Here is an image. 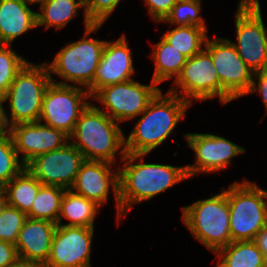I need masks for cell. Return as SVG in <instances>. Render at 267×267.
<instances>
[{
  "label": "cell",
  "instance_id": "34",
  "mask_svg": "<svg viewBox=\"0 0 267 267\" xmlns=\"http://www.w3.org/2000/svg\"><path fill=\"white\" fill-rule=\"evenodd\" d=\"M255 78L257 80L255 81ZM258 92L261 96L262 102L264 103L265 107V115H267V68H264L263 70L257 71L253 74V81L251 84V88L248 92V94Z\"/></svg>",
  "mask_w": 267,
  "mask_h": 267
},
{
  "label": "cell",
  "instance_id": "36",
  "mask_svg": "<svg viewBox=\"0 0 267 267\" xmlns=\"http://www.w3.org/2000/svg\"><path fill=\"white\" fill-rule=\"evenodd\" d=\"M253 241L267 259V225L258 232Z\"/></svg>",
  "mask_w": 267,
  "mask_h": 267
},
{
  "label": "cell",
  "instance_id": "2",
  "mask_svg": "<svg viewBox=\"0 0 267 267\" xmlns=\"http://www.w3.org/2000/svg\"><path fill=\"white\" fill-rule=\"evenodd\" d=\"M191 104L178 95H165L162 90L154 97L125 137V151L130 154H149L173 134V130Z\"/></svg>",
  "mask_w": 267,
  "mask_h": 267
},
{
  "label": "cell",
  "instance_id": "28",
  "mask_svg": "<svg viewBox=\"0 0 267 267\" xmlns=\"http://www.w3.org/2000/svg\"><path fill=\"white\" fill-rule=\"evenodd\" d=\"M25 165L18 157L11 135H0V188L17 176Z\"/></svg>",
  "mask_w": 267,
  "mask_h": 267
},
{
  "label": "cell",
  "instance_id": "26",
  "mask_svg": "<svg viewBox=\"0 0 267 267\" xmlns=\"http://www.w3.org/2000/svg\"><path fill=\"white\" fill-rule=\"evenodd\" d=\"M207 29L196 25L175 26L162 37L187 58L201 52L209 36Z\"/></svg>",
  "mask_w": 267,
  "mask_h": 267
},
{
  "label": "cell",
  "instance_id": "3",
  "mask_svg": "<svg viewBox=\"0 0 267 267\" xmlns=\"http://www.w3.org/2000/svg\"><path fill=\"white\" fill-rule=\"evenodd\" d=\"M118 124L90 102L80 114L70 142L85 160L114 164L117 153L121 160L126 154L125 135Z\"/></svg>",
  "mask_w": 267,
  "mask_h": 267
},
{
  "label": "cell",
  "instance_id": "25",
  "mask_svg": "<svg viewBox=\"0 0 267 267\" xmlns=\"http://www.w3.org/2000/svg\"><path fill=\"white\" fill-rule=\"evenodd\" d=\"M42 185L25 167L3 187L8 205L27 214Z\"/></svg>",
  "mask_w": 267,
  "mask_h": 267
},
{
  "label": "cell",
  "instance_id": "39",
  "mask_svg": "<svg viewBox=\"0 0 267 267\" xmlns=\"http://www.w3.org/2000/svg\"><path fill=\"white\" fill-rule=\"evenodd\" d=\"M8 205L7 197L3 188H0V216L3 214L4 209Z\"/></svg>",
  "mask_w": 267,
  "mask_h": 267
},
{
  "label": "cell",
  "instance_id": "17",
  "mask_svg": "<svg viewBox=\"0 0 267 267\" xmlns=\"http://www.w3.org/2000/svg\"><path fill=\"white\" fill-rule=\"evenodd\" d=\"M114 164L104 161H88L81 165L70 190L87 199L93 200L99 206L108 202L110 188L114 194L117 207V221L120 223V202L118 197V167L112 170Z\"/></svg>",
  "mask_w": 267,
  "mask_h": 267
},
{
  "label": "cell",
  "instance_id": "35",
  "mask_svg": "<svg viewBox=\"0 0 267 267\" xmlns=\"http://www.w3.org/2000/svg\"><path fill=\"white\" fill-rule=\"evenodd\" d=\"M18 258L16 246L0 240V267H9Z\"/></svg>",
  "mask_w": 267,
  "mask_h": 267
},
{
  "label": "cell",
  "instance_id": "20",
  "mask_svg": "<svg viewBox=\"0 0 267 267\" xmlns=\"http://www.w3.org/2000/svg\"><path fill=\"white\" fill-rule=\"evenodd\" d=\"M22 0H0V44L12 45L19 36L37 27V17Z\"/></svg>",
  "mask_w": 267,
  "mask_h": 267
},
{
  "label": "cell",
  "instance_id": "23",
  "mask_svg": "<svg viewBox=\"0 0 267 267\" xmlns=\"http://www.w3.org/2000/svg\"><path fill=\"white\" fill-rule=\"evenodd\" d=\"M215 255V267H267V259L254 241H232Z\"/></svg>",
  "mask_w": 267,
  "mask_h": 267
},
{
  "label": "cell",
  "instance_id": "6",
  "mask_svg": "<svg viewBox=\"0 0 267 267\" xmlns=\"http://www.w3.org/2000/svg\"><path fill=\"white\" fill-rule=\"evenodd\" d=\"M101 26L102 24H91L85 29L81 40L61 47L53 62H46L52 82L70 85V81L74 86L76 84L86 89L93 83L106 41L90 38L89 35L98 31ZM51 73L64 78V81L57 82Z\"/></svg>",
  "mask_w": 267,
  "mask_h": 267
},
{
  "label": "cell",
  "instance_id": "30",
  "mask_svg": "<svg viewBox=\"0 0 267 267\" xmlns=\"http://www.w3.org/2000/svg\"><path fill=\"white\" fill-rule=\"evenodd\" d=\"M28 61L13 51L12 45L0 44V97L2 98L17 73Z\"/></svg>",
  "mask_w": 267,
  "mask_h": 267
},
{
  "label": "cell",
  "instance_id": "8",
  "mask_svg": "<svg viewBox=\"0 0 267 267\" xmlns=\"http://www.w3.org/2000/svg\"><path fill=\"white\" fill-rule=\"evenodd\" d=\"M259 2L240 0L235 14L237 42H231L253 73L267 68V28Z\"/></svg>",
  "mask_w": 267,
  "mask_h": 267
},
{
  "label": "cell",
  "instance_id": "9",
  "mask_svg": "<svg viewBox=\"0 0 267 267\" xmlns=\"http://www.w3.org/2000/svg\"><path fill=\"white\" fill-rule=\"evenodd\" d=\"M204 49L211 55L221 83V103L248 95L253 81V71L240 58L227 38H207Z\"/></svg>",
  "mask_w": 267,
  "mask_h": 267
},
{
  "label": "cell",
  "instance_id": "22",
  "mask_svg": "<svg viewBox=\"0 0 267 267\" xmlns=\"http://www.w3.org/2000/svg\"><path fill=\"white\" fill-rule=\"evenodd\" d=\"M79 8L83 9L86 29L91 23L85 15L84 0H46L39 5L40 13H36L37 27L44 26L45 30L50 29V27H54L57 30L62 29L78 15Z\"/></svg>",
  "mask_w": 267,
  "mask_h": 267
},
{
  "label": "cell",
  "instance_id": "27",
  "mask_svg": "<svg viewBox=\"0 0 267 267\" xmlns=\"http://www.w3.org/2000/svg\"><path fill=\"white\" fill-rule=\"evenodd\" d=\"M65 188L42 185L34 199L27 217L49 220L57 224Z\"/></svg>",
  "mask_w": 267,
  "mask_h": 267
},
{
  "label": "cell",
  "instance_id": "29",
  "mask_svg": "<svg viewBox=\"0 0 267 267\" xmlns=\"http://www.w3.org/2000/svg\"><path fill=\"white\" fill-rule=\"evenodd\" d=\"M202 0H177L164 23L174 26L196 25L206 29L205 19L201 17Z\"/></svg>",
  "mask_w": 267,
  "mask_h": 267
},
{
  "label": "cell",
  "instance_id": "13",
  "mask_svg": "<svg viewBox=\"0 0 267 267\" xmlns=\"http://www.w3.org/2000/svg\"><path fill=\"white\" fill-rule=\"evenodd\" d=\"M184 138L195 153L194 164L186 165L189 178L202 172L223 171L235 156L245 153V148L212 133H186Z\"/></svg>",
  "mask_w": 267,
  "mask_h": 267
},
{
  "label": "cell",
  "instance_id": "33",
  "mask_svg": "<svg viewBox=\"0 0 267 267\" xmlns=\"http://www.w3.org/2000/svg\"><path fill=\"white\" fill-rule=\"evenodd\" d=\"M177 0H144L154 22H161L170 14Z\"/></svg>",
  "mask_w": 267,
  "mask_h": 267
},
{
  "label": "cell",
  "instance_id": "11",
  "mask_svg": "<svg viewBox=\"0 0 267 267\" xmlns=\"http://www.w3.org/2000/svg\"><path fill=\"white\" fill-rule=\"evenodd\" d=\"M89 98L91 96L86 88L51 81L43 96L39 121L70 137L80 114L90 103Z\"/></svg>",
  "mask_w": 267,
  "mask_h": 267
},
{
  "label": "cell",
  "instance_id": "24",
  "mask_svg": "<svg viewBox=\"0 0 267 267\" xmlns=\"http://www.w3.org/2000/svg\"><path fill=\"white\" fill-rule=\"evenodd\" d=\"M160 38L161 40L153 45L151 54L155 65L152 81L157 84L172 78L176 79L187 61L186 56L176 50L163 37Z\"/></svg>",
  "mask_w": 267,
  "mask_h": 267
},
{
  "label": "cell",
  "instance_id": "4",
  "mask_svg": "<svg viewBox=\"0 0 267 267\" xmlns=\"http://www.w3.org/2000/svg\"><path fill=\"white\" fill-rule=\"evenodd\" d=\"M182 207V221L196 240L213 253L232 242L227 190Z\"/></svg>",
  "mask_w": 267,
  "mask_h": 267
},
{
  "label": "cell",
  "instance_id": "38",
  "mask_svg": "<svg viewBox=\"0 0 267 267\" xmlns=\"http://www.w3.org/2000/svg\"><path fill=\"white\" fill-rule=\"evenodd\" d=\"M4 102L2 101V98L0 97V135H4L8 132V128L4 121V114H3V106Z\"/></svg>",
  "mask_w": 267,
  "mask_h": 267
},
{
  "label": "cell",
  "instance_id": "10",
  "mask_svg": "<svg viewBox=\"0 0 267 267\" xmlns=\"http://www.w3.org/2000/svg\"><path fill=\"white\" fill-rule=\"evenodd\" d=\"M158 84L151 81L150 85L141 84L135 80L118 83L98 89L92 96L104 107L101 109L111 119L118 123L139 116L161 91Z\"/></svg>",
  "mask_w": 267,
  "mask_h": 267
},
{
  "label": "cell",
  "instance_id": "12",
  "mask_svg": "<svg viewBox=\"0 0 267 267\" xmlns=\"http://www.w3.org/2000/svg\"><path fill=\"white\" fill-rule=\"evenodd\" d=\"M173 86L168 92L180 96L190 104L194 99L205 102L215 97L221 102L218 73L211 55L205 49L187 58L180 74L174 79Z\"/></svg>",
  "mask_w": 267,
  "mask_h": 267
},
{
  "label": "cell",
  "instance_id": "40",
  "mask_svg": "<svg viewBox=\"0 0 267 267\" xmlns=\"http://www.w3.org/2000/svg\"><path fill=\"white\" fill-rule=\"evenodd\" d=\"M22 1H24V2H26V3H28V4H35V3H40V4H42V3H44L46 0H22Z\"/></svg>",
  "mask_w": 267,
  "mask_h": 267
},
{
  "label": "cell",
  "instance_id": "19",
  "mask_svg": "<svg viewBox=\"0 0 267 267\" xmlns=\"http://www.w3.org/2000/svg\"><path fill=\"white\" fill-rule=\"evenodd\" d=\"M56 226L49 220L27 217L15 242L18 257L44 266L50 255Z\"/></svg>",
  "mask_w": 267,
  "mask_h": 267
},
{
  "label": "cell",
  "instance_id": "15",
  "mask_svg": "<svg viewBox=\"0 0 267 267\" xmlns=\"http://www.w3.org/2000/svg\"><path fill=\"white\" fill-rule=\"evenodd\" d=\"M94 228L57 225L43 267H91Z\"/></svg>",
  "mask_w": 267,
  "mask_h": 267
},
{
  "label": "cell",
  "instance_id": "1",
  "mask_svg": "<svg viewBox=\"0 0 267 267\" xmlns=\"http://www.w3.org/2000/svg\"><path fill=\"white\" fill-rule=\"evenodd\" d=\"M146 154L126 153L118 168L120 221L135 204L150 200L189 179L186 166L145 163Z\"/></svg>",
  "mask_w": 267,
  "mask_h": 267
},
{
  "label": "cell",
  "instance_id": "21",
  "mask_svg": "<svg viewBox=\"0 0 267 267\" xmlns=\"http://www.w3.org/2000/svg\"><path fill=\"white\" fill-rule=\"evenodd\" d=\"M100 207L93 200L67 189L61 200L57 225L94 228V220L100 211ZM63 219L69 220L70 222L63 224Z\"/></svg>",
  "mask_w": 267,
  "mask_h": 267
},
{
  "label": "cell",
  "instance_id": "31",
  "mask_svg": "<svg viewBox=\"0 0 267 267\" xmlns=\"http://www.w3.org/2000/svg\"><path fill=\"white\" fill-rule=\"evenodd\" d=\"M27 219V214L18 208L7 205L0 216V240L15 245L18 233Z\"/></svg>",
  "mask_w": 267,
  "mask_h": 267
},
{
  "label": "cell",
  "instance_id": "16",
  "mask_svg": "<svg viewBox=\"0 0 267 267\" xmlns=\"http://www.w3.org/2000/svg\"><path fill=\"white\" fill-rule=\"evenodd\" d=\"M21 162L26 166L36 156L64 147L70 138L63 131L40 121L18 123L8 128ZM22 155L20 157L19 155Z\"/></svg>",
  "mask_w": 267,
  "mask_h": 267
},
{
  "label": "cell",
  "instance_id": "7",
  "mask_svg": "<svg viewBox=\"0 0 267 267\" xmlns=\"http://www.w3.org/2000/svg\"><path fill=\"white\" fill-rule=\"evenodd\" d=\"M232 241H253L267 225V190L246 178L227 189Z\"/></svg>",
  "mask_w": 267,
  "mask_h": 267
},
{
  "label": "cell",
  "instance_id": "32",
  "mask_svg": "<svg viewBox=\"0 0 267 267\" xmlns=\"http://www.w3.org/2000/svg\"><path fill=\"white\" fill-rule=\"evenodd\" d=\"M85 15L91 24H104L121 0H84Z\"/></svg>",
  "mask_w": 267,
  "mask_h": 267
},
{
  "label": "cell",
  "instance_id": "18",
  "mask_svg": "<svg viewBox=\"0 0 267 267\" xmlns=\"http://www.w3.org/2000/svg\"><path fill=\"white\" fill-rule=\"evenodd\" d=\"M123 34L116 41H106L93 83L87 88L90 96L98 89L132 80L135 73L132 52Z\"/></svg>",
  "mask_w": 267,
  "mask_h": 267
},
{
  "label": "cell",
  "instance_id": "37",
  "mask_svg": "<svg viewBox=\"0 0 267 267\" xmlns=\"http://www.w3.org/2000/svg\"><path fill=\"white\" fill-rule=\"evenodd\" d=\"M9 267H43V266L36 263V262H31V261H27V260H23V259L18 258Z\"/></svg>",
  "mask_w": 267,
  "mask_h": 267
},
{
  "label": "cell",
  "instance_id": "14",
  "mask_svg": "<svg viewBox=\"0 0 267 267\" xmlns=\"http://www.w3.org/2000/svg\"><path fill=\"white\" fill-rule=\"evenodd\" d=\"M85 162L82 153L68 142L64 147L36 156L25 167L43 184L70 189Z\"/></svg>",
  "mask_w": 267,
  "mask_h": 267
},
{
  "label": "cell",
  "instance_id": "5",
  "mask_svg": "<svg viewBox=\"0 0 267 267\" xmlns=\"http://www.w3.org/2000/svg\"><path fill=\"white\" fill-rule=\"evenodd\" d=\"M51 83L46 62L34 65L27 62L17 73L2 101H8L10 116L3 109L7 128L18 123L39 121L43 96Z\"/></svg>",
  "mask_w": 267,
  "mask_h": 267
}]
</instances>
